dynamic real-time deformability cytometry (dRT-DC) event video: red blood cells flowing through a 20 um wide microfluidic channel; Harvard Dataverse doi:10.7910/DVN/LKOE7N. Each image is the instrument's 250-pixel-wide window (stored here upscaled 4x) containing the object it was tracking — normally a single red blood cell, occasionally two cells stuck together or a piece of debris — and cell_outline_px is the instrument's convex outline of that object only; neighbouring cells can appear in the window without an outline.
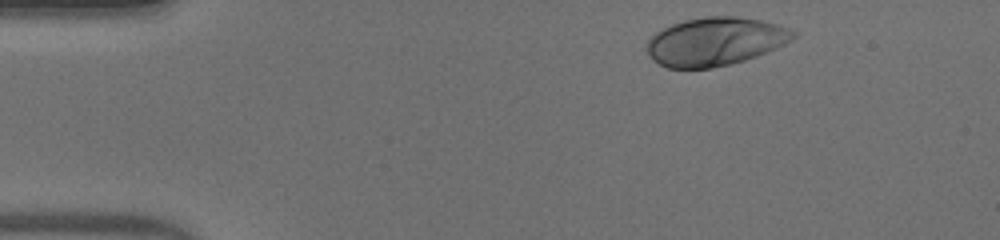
{"species": "human", "species_latin": "Homo sapiens", "temperature_condition": "warm", "stored_images_in_passage": 37, "camera_frame_rate_fps": 3000, "um_per_image_px": 0.085, "donor": {"sex": "male"}, "frame": {"image": 1, "passage_image": 1, "time_ms": 0.0, "image_size_px": [1000, 240], "cell_outline_px": [[800, 32], [792, 40], [776, 48], [756, 56], [732, 64], [712, 68], [668, 68], [652, 60], [648, 52], [648, 40], [656, 32], [672, 24], [684, 20], [704, 16], [736, 16], [760, 20], [776, 24]], "centroid_in_image_um": [60.82, 3.52], "position_along_channel_um": 24.2, "area_um2": 41.21}}
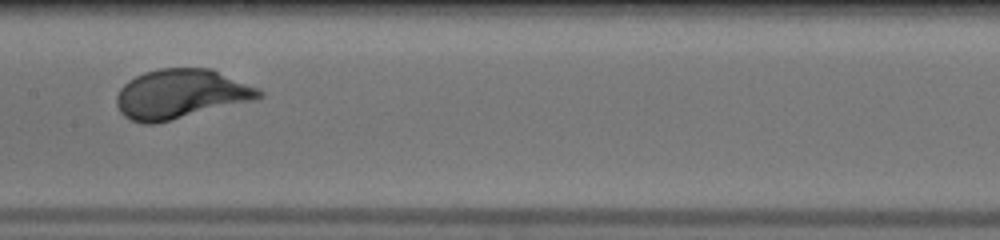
{"frame": {"image": 2, "passage_image": 20, "time_ms": 6.333, "image_size_px": [1000, 240], "cell_outline_px": [[264, 96], [260, 100], [156, 124], [144, 124], [132, 120], [124, 116], [120, 112], [116, 104], [116, 96], [120, 88], [128, 80], [144, 72], [160, 68], [212, 68], [260, 88], [264, 92]], "centroid_in_image_um": [15.44, 8.0], "position_along_channel_um": 192.0, "area_um2": 41.96}}
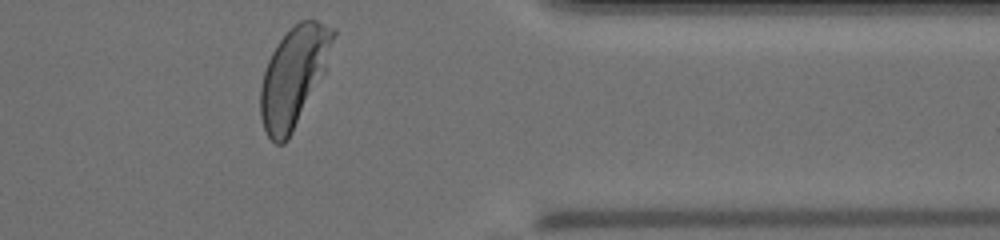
{"frame": {"image": 3, "passage_image": 36, "time_ms": 11.667, "image_size_px": [1000, 240], "cell_outline_px": [[336, 36], [324, 72], [288, 140], [284, 144], [276, 144], [268, 136], [264, 128], [260, 116], [260, 84], [268, 60], [276, 44], [300, 20], [316, 20], [336, 28]], "centroid_in_image_um": [24.96, 6.49], "position_along_channel_um": 386.4, "area_um2": 41.62}, "authors_computed_cell_mechanics": {"area_um2": 40.0554, "velocity_mm_per_s": 3.9125, "shape_relaxation_time_tau1_ms": 2.1363, "shape_relaxation_time_tau2_ms": null, "deformation_change_tau1": 0.172, "deformation_change_tau2": null}}